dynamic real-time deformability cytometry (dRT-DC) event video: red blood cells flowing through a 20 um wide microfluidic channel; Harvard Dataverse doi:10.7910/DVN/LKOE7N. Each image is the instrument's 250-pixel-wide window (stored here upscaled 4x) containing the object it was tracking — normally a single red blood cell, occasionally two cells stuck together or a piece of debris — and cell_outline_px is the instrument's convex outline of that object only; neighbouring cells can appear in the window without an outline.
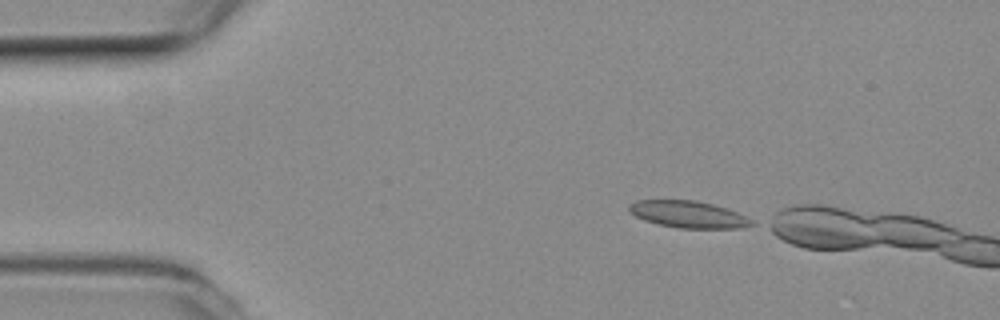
{"species": "common noctule bat (a hibernating species)", "species_latin": "Nyctalus noctula", "temperature_condition": "room temperature", "stored_images_in_passage": 4, "camera_frame_rate_fps": 3000, "um_per_image_px": 0.085, "animal": {"sex": "female", "body_mass_g": 19.3, "forearm_length_mm": 54.1}, "frame": {"image": 1, "passage_image": 1, "time_ms": 0.0, "image_size_px": [1000, 320], "cell_outline_px": [[756, 224], [744, 228], [680, 228], [660, 224], [644, 220], [628, 212], [628, 204], [636, 200], [696, 200], [712, 204], [736, 212], [752, 220]], "centroid_in_image_um": [58.48, 18.22], "position_along_channel_um": 26.5, "area_um2": 19.13}}